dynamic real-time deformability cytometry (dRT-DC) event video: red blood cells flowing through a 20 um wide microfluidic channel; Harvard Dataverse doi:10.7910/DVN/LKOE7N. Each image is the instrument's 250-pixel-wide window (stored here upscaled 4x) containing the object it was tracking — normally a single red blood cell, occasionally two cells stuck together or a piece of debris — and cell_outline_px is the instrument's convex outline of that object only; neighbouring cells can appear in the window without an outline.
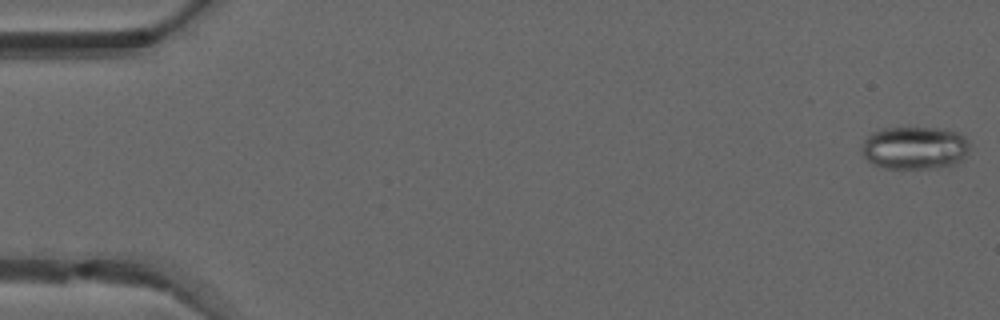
{"species": "common noctule bat (a hibernating species)", "species_latin": "Nyctalus noctula", "temperature_condition": "warm", "stored_images_in_passage": 50, "camera_frame_rate_fps": 3000, "um_per_image_px": 0.085, "animal": {"sex": "male", "forearm_length_mm": 52.5}, "frame": {"image": 1, "passage_image": 1, "time_ms": 0.0, "image_size_px": [1000, 320], "cell_outline_px": [[968, 152], [956, 164], [936, 168], [884, 168], [872, 164], [860, 152], [864, 140], [872, 132], [884, 128], [944, 128], [956, 132], [964, 136], [968, 144]], "centroid_in_image_um": [77.72, 12.57], "position_along_channel_um": 7.3, "area_um2": 26.99}}
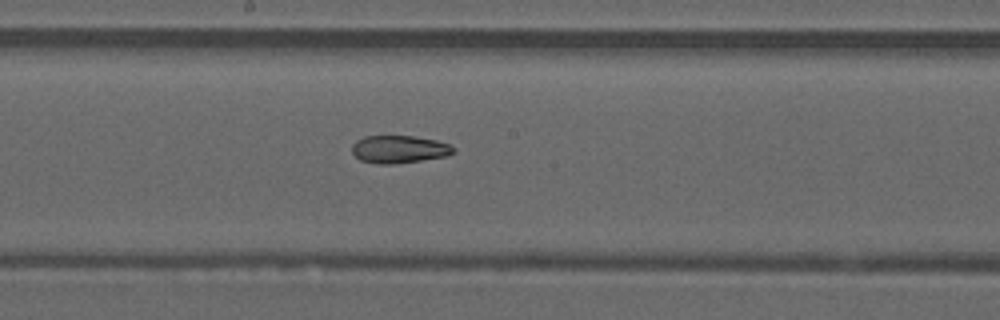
{"frame": {"image": 2, "passage_image": 27, "time_ms": 8.667, "image_size_px": [1000, 320], "cell_outline_px": [[456, 152], [448, 156], [396, 164], [376, 164], [360, 160], [352, 152], [352, 144], [356, 140], [364, 136], [412, 136], [436, 140], [448, 144], [456, 148]], "centroid_in_image_um": [33.93, 12.69], "position_along_channel_um": 214.3, "area_um2": 16.53}}
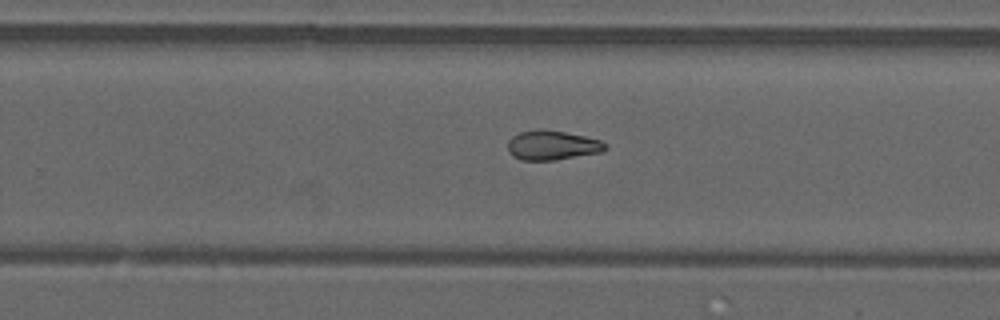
{"frame": {"image": 3, "passage_image": 32, "time_ms": 10.333, "image_size_px": [1000, 320], "cell_outline_px": [[608, 148], [604, 152], [556, 160], [520, 160], [512, 156], [508, 152], [508, 140], [512, 136], [520, 132], [540, 128], [544, 128], [584, 136], [600, 140], [608, 144]], "centroid_in_image_um": [46.95, 12.35], "position_along_channel_um": 282.8, "area_um2": 17.11}, "authors_computed_cell_mechanics": {"area_um2": 18.4671, "velocity_mm_per_s": 4.1322, "shape_relaxation_time_tau1_ms": null, "shape_relaxation_time_tau2_ms": 3.0934, "deformation_change_tau1": null, "deformation_change_tau2": 0.1007}}